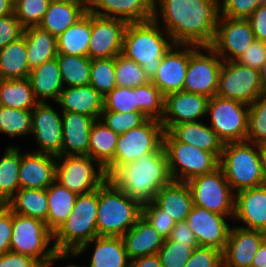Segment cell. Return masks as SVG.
<instances>
[{
    "label": "cell",
    "mask_w": 266,
    "mask_h": 267,
    "mask_svg": "<svg viewBox=\"0 0 266 267\" xmlns=\"http://www.w3.org/2000/svg\"><path fill=\"white\" fill-rule=\"evenodd\" d=\"M219 15V0H154L153 19L174 44L211 46Z\"/></svg>",
    "instance_id": "obj_1"
},
{
    "label": "cell",
    "mask_w": 266,
    "mask_h": 267,
    "mask_svg": "<svg viewBox=\"0 0 266 267\" xmlns=\"http://www.w3.org/2000/svg\"><path fill=\"white\" fill-rule=\"evenodd\" d=\"M108 179L141 205L152 202L156 193L172 180L164 146L121 165Z\"/></svg>",
    "instance_id": "obj_2"
},
{
    "label": "cell",
    "mask_w": 266,
    "mask_h": 267,
    "mask_svg": "<svg viewBox=\"0 0 266 267\" xmlns=\"http://www.w3.org/2000/svg\"><path fill=\"white\" fill-rule=\"evenodd\" d=\"M173 44L170 36L154 19L128 23L121 54L139 64L151 81L161 58Z\"/></svg>",
    "instance_id": "obj_3"
},
{
    "label": "cell",
    "mask_w": 266,
    "mask_h": 267,
    "mask_svg": "<svg viewBox=\"0 0 266 267\" xmlns=\"http://www.w3.org/2000/svg\"><path fill=\"white\" fill-rule=\"evenodd\" d=\"M142 216V205L107 179L98 188V236L122 237Z\"/></svg>",
    "instance_id": "obj_4"
},
{
    "label": "cell",
    "mask_w": 266,
    "mask_h": 267,
    "mask_svg": "<svg viewBox=\"0 0 266 267\" xmlns=\"http://www.w3.org/2000/svg\"><path fill=\"white\" fill-rule=\"evenodd\" d=\"M52 241L53 233L44 221L13 213L10 251L31 256L42 267H53L57 260L78 256L76 252L56 251L53 244L50 246Z\"/></svg>",
    "instance_id": "obj_5"
},
{
    "label": "cell",
    "mask_w": 266,
    "mask_h": 267,
    "mask_svg": "<svg viewBox=\"0 0 266 267\" xmlns=\"http://www.w3.org/2000/svg\"><path fill=\"white\" fill-rule=\"evenodd\" d=\"M98 189L79 194L67 220L53 233L56 251L76 252L82 245L98 236L96 220Z\"/></svg>",
    "instance_id": "obj_6"
},
{
    "label": "cell",
    "mask_w": 266,
    "mask_h": 267,
    "mask_svg": "<svg viewBox=\"0 0 266 267\" xmlns=\"http://www.w3.org/2000/svg\"><path fill=\"white\" fill-rule=\"evenodd\" d=\"M219 166L235 193L265 184L258 144L248 141L225 143Z\"/></svg>",
    "instance_id": "obj_7"
},
{
    "label": "cell",
    "mask_w": 266,
    "mask_h": 267,
    "mask_svg": "<svg viewBox=\"0 0 266 267\" xmlns=\"http://www.w3.org/2000/svg\"><path fill=\"white\" fill-rule=\"evenodd\" d=\"M163 146L172 180L187 182L219 167L220 159L214 153L176 141L167 131L164 132Z\"/></svg>",
    "instance_id": "obj_8"
},
{
    "label": "cell",
    "mask_w": 266,
    "mask_h": 267,
    "mask_svg": "<svg viewBox=\"0 0 266 267\" xmlns=\"http://www.w3.org/2000/svg\"><path fill=\"white\" fill-rule=\"evenodd\" d=\"M187 184L192 194L193 205L230 219L234 218L235 192L220 166L210 173L190 179Z\"/></svg>",
    "instance_id": "obj_9"
},
{
    "label": "cell",
    "mask_w": 266,
    "mask_h": 267,
    "mask_svg": "<svg viewBox=\"0 0 266 267\" xmlns=\"http://www.w3.org/2000/svg\"><path fill=\"white\" fill-rule=\"evenodd\" d=\"M107 179L105 169L88 155L56 157L55 181L78 195L98 189Z\"/></svg>",
    "instance_id": "obj_10"
},
{
    "label": "cell",
    "mask_w": 266,
    "mask_h": 267,
    "mask_svg": "<svg viewBox=\"0 0 266 267\" xmlns=\"http://www.w3.org/2000/svg\"><path fill=\"white\" fill-rule=\"evenodd\" d=\"M249 105L214 95L209 98L210 127L225 143L246 141Z\"/></svg>",
    "instance_id": "obj_11"
},
{
    "label": "cell",
    "mask_w": 266,
    "mask_h": 267,
    "mask_svg": "<svg viewBox=\"0 0 266 267\" xmlns=\"http://www.w3.org/2000/svg\"><path fill=\"white\" fill-rule=\"evenodd\" d=\"M164 132L159 120L148 119L142 125L119 135L114 154V172L121 165L158 151L163 146Z\"/></svg>",
    "instance_id": "obj_12"
},
{
    "label": "cell",
    "mask_w": 266,
    "mask_h": 267,
    "mask_svg": "<svg viewBox=\"0 0 266 267\" xmlns=\"http://www.w3.org/2000/svg\"><path fill=\"white\" fill-rule=\"evenodd\" d=\"M262 93L259 70L239 64L237 61H223L219 72L217 96L233 99L251 105Z\"/></svg>",
    "instance_id": "obj_13"
},
{
    "label": "cell",
    "mask_w": 266,
    "mask_h": 267,
    "mask_svg": "<svg viewBox=\"0 0 266 267\" xmlns=\"http://www.w3.org/2000/svg\"><path fill=\"white\" fill-rule=\"evenodd\" d=\"M222 62L211 46H198L189 57L183 91L212 98L217 93Z\"/></svg>",
    "instance_id": "obj_14"
},
{
    "label": "cell",
    "mask_w": 266,
    "mask_h": 267,
    "mask_svg": "<svg viewBox=\"0 0 266 267\" xmlns=\"http://www.w3.org/2000/svg\"><path fill=\"white\" fill-rule=\"evenodd\" d=\"M255 40L247 19H231L219 15L211 47L223 61H237Z\"/></svg>",
    "instance_id": "obj_15"
},
{
    "label": "cell",
    "mask_w": 266,
    "mask_h": 267,
    "mask_svg": "<svg viewBox=\"0 0 266 267\" xmlns=\"http://www.w3.org/2000/svg\"><path fill=\"white\" fill-rule=\"evenodd\" d=\"M48 102H39L31 110V135L36 140V153L62 155V112Z\"/></svg>",
    "instance_id": "obj_16"
},
{
    "label": "cell",
    "mask_w": 266,
    "mask_h": 267,
    "mask_svg": "<svg viewBox=\"0 0 266 267\" xmlns=\"http://www.w3.org/2000/svg\"><path fill=\"white\" fill-rule=\"evenodd\" d=\"M128 23L124 20L91 13V40L89 59L115 58L122 53L124 32Z\"/></svg>",
    "instance_id": "obj_17"
},
{
    "label": "cell",
    "mask_w": 266,
    "mask_h": 267,
    "mask_svg": "<svg viewBox=\"0 0 266 267\" xmlns=\"http://www.w3.org/2000/svg\"><path fill=\"white\" fill-rule=\"evenodd\" d=\"M197 47L191 44H173L161 58V63L151 82L164 96L183 91L189 57Z\"/></svg>",
    "instance_id": "obj_18"
},
{
    "label": "cell",
    "mask_w": 266,
    "mask_h": 267,
    "mask_svg": "<svg viewBox=\"0 0 266 267\" xmlns=\"http://www.w3.org/2000/svg\"><path fill=\"white\" fill-rule=\"evenodd\" d=\"M229 217L193 205L186 223L193 231L198 245L225 250L230 231Z\"/></svg>",
    "instance_id": "obj_19"
},
{
    "label": "cell",
    "mask_w": 266,
    "mask_h": 267,
    "mask_svg": "<svg viewBox=\"0 0 266 267\" xmlns=\"http://www.w3.org/2000/svg\"><path fill=\"white\" fill-rule=\"evenodd\" d=\"M207 96L185 91L172 92L164 96V114L161 119L164 131L172 125L201 121L207 116Z\"/></svg>",
    "instance_id": "obj_20"
},
{
    "label": "cell",
    "mask_w": 266,
    "mask_h": 267,
    "mask_svg": "<svg viewBox=\"0 0 266 267\" xmlns=\"http://www.w3.org/2000/svg\"><path fill=\"white\" fill-rule=\"evenodd\" d=\"M265 239V232L231 226L223 251V267H251L252 260Z\"/></svg>",
    "instance_id": "obj_21"
},
{
    "label": "cell",
    "mask_w": 266,
    "mask_h": 267,
    "mask_svg": "<svg viewBox=\"0 0 266 267\" xmlns=\"http://www.w3.org/2000/svg\"><path fill=\"white\" fill-rule=\"evenodd\" d=\"M87 12L127 23L153 19L154 0H84Z\"/></svg>",
    "instance_id": "obj_22"
},
{
    "label": "cell",
    "mask_w": 266,
    "mask_h": 267,
    "mask_svg": "<svg viewBox=\"0 0 266 267\" xmlns=\"http://www.w3.org/2000/svg\"><path fill=\"white\" fill-rule=\"evenodd\" d=\"M56 175V156L29 151L22 153L19 167V186L29 189H47Z\"/></svg>",
    "instance_id": "obj_23"
},
{
    "label": "cell",
    "mask_w": 266,
    "mask_h": 267,
    "mask_svg": "<svg viewBox=\"0 0 266 267\" xmlns=\"http://www.w3.org/2000/svg\"><path fill=\"white\" fill-rule=\"evenodd\" d=\"M234 220L245 223V229L266 233V184L235 193Z\"/></svg>",
    "instance_id": "obj_24"
},
{
    "label": "cell",
    "mask_w": 266,
    "mask_h": 267,
    "mask_svg": "<svg viewBox=\"0 0 266 267\" xmlns=\"http://www.w3.org/2000/svg\"><path fill=\"white\" fill-rule=\"evenodd\" d=\"M96 119L62 112V155H88L90 129Z\"/></svg>",
    "instance_id": "obj_25"
},
{
    "label": "cell",
    "mask_w": 266,
    "mask_h": 267,
    "mask_svg": "<svg viewBox=\"0 0 266 267\" xmlns=\"http://www.w3.org/2000/svg\"><path fill=\"white\" fill-rule=\"evenodd\" d=\"M91 246L94 249L87 267H129L130 259L121 237L97 236L76 251L78 257Z\"/></svg>",
    "instance_id": "obj_26"
},
{
    "label": "cell",
    "mask_w": 266,
    "mask_h": 267,
    "mask_svg": "<svg viewBox=\"0 0 266 267\" xmlns=\"http://www.w3.org/2000/svg\"><path fill=\"white\" fill-rule=\"evenodd\" d=\"M86 13L84 0H52L38 26L57 38Z\"/></svg>",
    "instance_id": "obj_27"
},
{
    "label": "cell",
    "mask_w": 266,
    "mask_h": 267,
    "mask_svg": "<svg viewBox=\"0 0 266 267\" xmlns=\"http://www.w3.org/2000/svg\"><path fill=\"white\" fill-rule=\"evenodd\" d=\"M167 132L176 140L190 144L199 149L214 153L221 157L224 142L216 132L203 121L186 122L172 125Z\"/></svg>",
    "instance_id": "obj_28"
},
{
    "label": "cell",
    "mask_w": 266,
    "mask_h": 267,
    "mask_svg": "<svg viewBox=\"0 0 266 267\" xmlns=\"http://www.w3.org/2000/svg\"><path fill=\"white\" fill-rule=\"evenodd\" d=\"M103 102L104 97L89 84L63 88L56 104L62 112L81 113L100 119Z\"/></svg>",
    "instance_id": "obj_29"
},
{
    "label": "cell",
    "mask_w": 266,
    "mask_h": 267,
    "mask_svg": "<svg viewBox=\"0 0 266 267\" xmlns=\"http://www.w3.org/2000/svg\"><path fill=\"white\" fill-rule=\"evenodd\" d=\"M153 202L175 222L186 221L193 206L187 182L171 180L155 195Z\"/></svg>",
    "instance_id": "obj_30"
},
{
    "label": "cell",
    "mask_w": 266,
    "mask_h": 267,
    "mask_svg": "<svg viewBox=\"0 0 266 267\" xmlns=\"http://www.w3.org/2000/svg\"><path fill=\"white\" fill-rule=\"evenodd\" d=\"M121 238L130 261L157 254L165 240L142 216Z\"/></svg>",
    "instance_id": "obj_31"
},
{
    "label": "cell",
    "mask_w": 266,
    "mask_h": 267,
    "mask_svg": "<svg viewBox=\"0 0 266 267\" xmlns=\"http://www.w3.org/2000/svg\"><path fill=\"white\" fill-rule=\"evenodd\" d=\"M119 135L101 119H96L90 129L88 156L98 162L109 178L114 173V154Z\"/></svg>",
    "instance_id": "obj_32"
},
{
    "label": "cell",
    "mask_w": 266,
    "mask_h": 267,
    "mask_svg": "<svg viewBox=\"0 0 266 267\" xmlns=\"http://www.w3.org/2000/svg\"><path fill=\"white\" fill-rule=\"evenodd\" d=\"M28 79L38 102L47 103L51 99L56 103L64 88L57 58L32 69Z\"/></svg>",
    "instance_id": "obj_33"
},
{
    "label": "cell",
    "mask_w": 266,
    "mask_h": 267,
    "mask_svg": "<svg viewBox=\"0 0 266 267\" xmlns=\"http://www.w3.org/2000/svg\"><path fill=\"white\" fill-rule=\"evenodd\" d=\"M30 70L57 57V38L39 26L25 28L23 35Z\"/></svg>",
    "instance_id": "obj_34"
},
{
    "label": "cell",
    "mask_w": 266,
    "mask_h": 267,
    "mask_svg": "<svg viewBox=\"0 0 266 267\" xmlns=\"http://www.w3.org/2000/svg\"><path fill=\"white\" fill-rule=\"evenodd\" d=\"M30 71L28 51L23 36L0 49V79H26Z\"/></svg>",
    "instance_id": "obj_35"
},
{
    "label": "cell",
    "mask_w": 266,
    "mask_h": 267,
    "mask_svg": "<svg viewBox=\"0 0 266 267\" xmlns=\"http://www.w3.org/2000/svg\"><path fill=\"white\" fill-rule=\"evenodd\" d=\"M5 205L13 213L40 219L47 226V189L19 188Z\"/></svg>",
    "instance_id": "obj_36"
},
{
    "label": "cell",
    "mask_w": 266,
    "mask_h": 267,
    "mask_svg": "<svg viewBox=\"0 0 266 267\" xmlns=\"http://www.w3.org/2000/svg\"><path fill=\"white\" fill-rule=\"evenodd\" d=\"M90 40L91 13L87 12L57 37V53L88 57Z\"/></svg>",
    "instance_id": "obj_37"
},
{
    "label": "cell",
    "mask_w": 266,
    "mask_h": 267,
    "mask_svg": "<svg viewBox=\"0 0 266 267\" xmlns=\"http://www.w3.org/2000/svg\"><path fill=\"white\" fill-rule=\"evenodd\" d=\"M78 194L54 181L47 188V227L54 233L69 217Z\"/></svg>",
    "instance_id": "obj_38"
},
{
    "label": "cell",
    "mask_w": 266,
    "mask_h": 267,
    "mask_svg": "<svg viewBox=\"0 0 266 267\" xmlns=\"http://www.w3.org/2000/svg\"><path fill=\"white\" fill-rule=\"evenodd\" d=\"M38 103L28 78L0 79V105L31 111Z\"/></svg>",
    "instance_id": "obj_39"
},
{
    "label": "cell",
    "mask_w": 266,
    "mask_h": 267,
    "mask_svg": "<svg viewBox=\"0 0 266 267\" xmlns=\"http://www.w3.org/2000/svg\"><path fill=\"white\" fill-rule=\"evenodd\" d=\"M0 158V204H6L18 191L21 147L8 146Z\"/></svg>",
    "instance_id": "obj_40"
},
{
    "label": "cell",
    "mask_w": 266,
    "mask_h": 267,
    "mask_svg": "<svg viewBox=\"0 0 266 267\" xmlns=\"http://www.w3.org/2000/svg\"><path fill=\"white\" fill-rule=\"evenodd\" d=\"M56 58L60 66L64 88L89 85L91 59L67 54H58Z\"/></svg>",
    "instance_id": "obj_41"
},
{
    "label": "cell",
    "mask_w": 266,
    "mask_h": 267,
    "mask_svg": "<svg viewBox=\"0 0 266 267\" xmlns=\"http://www.w3.org/2000/svg\"><path fill=\"white\" fill-rule=\"evenodd\" d=\"M0 133L10 137L31 134V111L0 105Z\"/></svg>",
    "instance_id": "obj_42"
},
{
    "label": "cell",
    "mask_w": 266,
    "mask_h": 267,
    "mask_svg": "<svg viewBox=\"0 0 266 267\" xmlns=\"http://www.w3.org/2000/svg\"><path fill=\"white\" fill-rule=\"evenodd\" d=\"M89 84L103 97L117 86L115 58L91 59Z\"/></svg>",
    "instance_id": "obj_43"
},
{
    "label": "cell",
    "mask_w": 266,
    "mask_h": 267,
    "mask_svg": "<svg viewBox=\"0 0 266 267\" xmlns=\"http://www.w3.org/2000/svg\"><path fill=\"white\" fill-rule=\"evenodd\" d=\"M246 141L258 145L266 143V92L249 106Z\"/></svg>",
    "instance_id": "obj_44"
},
{
    "label": "cell",
    "mask_w": 266,
    "mask_h": 267,
    "mask_svg": "<svg viewBox=\"0 0 266 267\" xmlns=\"http://www.w3.org/2000/svg\"><path fill=\"white\" fill-rule=\"evenodd\" d=\"M138 112H142L148 119H162L164 95L151 81L138 86Z\"/></svg>",
    "instance_id": "obj_45"
},
{
    "label": "cell",
    "mask_w": 266,
    "mask_h": 267,
    "mask_svg": "<svg viewBox=\"0 0 266 267\" xmlns=\"http://www.w3.org/2000/svg\"><path fill=\"white\" fill-rule=\"evenodd\" d=\"M115 74L119 87L134 88L150 82L141 66L122 54L115 57Z\"/></svg>",
    "instance_id": "obj_46"
},
{
    "label": "cell",
    "mask_w": 266,
    "mask_h": 267,
    "mask_svg": "<svg viewBox=\"0 0 266 267\" xmlns=\"http://www.w3.org/2000/svg\"><path fill=\"white\" fill-rule=\"evenodd\" d=\"M103 111L138 112V87H119L104 97Z\"/></svg>",
    "instance_id": "obj_47"
},
{
    "label": "cell",
    "mask_w": 266,
    "mask_h": 267,
    "mask_svg": "<svg viewBox=\"0 0 266 267\" xmlns=\"http://www.w3.org/2000/svg\"><path fill=\"white\" fill-rule=\"evenodd\" d=\"M52 0H14L13 13L25 29L38 26Z\"/></svg>",
    "instance_id": "obj_48"
},
{
    "label": "cell",
    "mask_w": 266,
    "mask_h": 267,
    "mask_svg": "<svg viewBox=\"0 0 266 267\" xmlns=\"http://www.w3.org/2000/svg\"><path fill=\"white\" fill-rule=\"evenodd\" d=\"M100 119L115 133L122 135L142 125L148 118L142 112L102 111Z\"/></svg>",
    "instance_id": "obj_49"
},
{
    "label": "cell",
    "mask_w": 266,
    "mask_h": 267,
    "mask_svg": "<svg viewBox=\"0 0 266 267\" xmlns=\"http://www.w3.org/2000/svg\"><path fill=\"white\" fill-rule=\"evenodd\" d=\"M193 250L188 245L165 239L157 254L162 267H185Z\"/></svg>",
    "instance_id": "obj_50"
},
{
    "label": "cell",
    "mask_w": 266,
    "mask_h": 267,
    "mask_svg": "<svg viewBox=\"0 0 266 267\" xmlns=\"http://www.w3.org/2000/svg\"><path fill=\"white\" fill-rule=\"evenodd\" d=\"M142 217L148 221L157 232L168 239L176 222L168 217L153 201L142 205Z\"/></svg>",
    "instance_id": "obj_51"
},
{
    "label": "cell",
    "mask_w": 266,
    "mask_h": 267,
    "mask_svg": "<svg viewBox=\"0 0 266 267\" xmlns=\"http://www.w3.org/2000/svg\"><path fill=\"white\" fill-rule=\"evenodd\" d=\"M262 3L261 0H219L220 16L247 19Z\"/></svg>",
    "instance_id": "obj_52"
},
{
    "label": "cell",
    "mask_w": 266,
    "mask_h": 267,
    "mask_svg": "<svg viewBox=\"0 0 266 267\" xmlns=\"http://www.w3.org/2000/svg\"><path fill=\"white\" fill-rule=\"evenodd\" d=\"M185 267H223V251L214 247L194 248Z\"/></svg>",
    "instance_id": "obj_53"
},
{
    "label": "cell",
    "mask_w": 266,
    "mask_h": 267,
    "mask_svg": "<svg viewBox=\"0 0 266 267\" xmlns=\"http://www.w3.org/2000/svg\"><path fill=\"white\" fill-rule=\"evenodd\" d=\"M23 31L24 28L14 13L0 17V49L21 38Z\"/></svg>",
    "instance_id": "obj_54"
},
{
    "label": "cell",
    "mask_w": 266,
    "mask_h": 267,
    "mask_svg": "<svg viewBox=\"0 0 266 267\" xmlns=\"http://www.w3.org/2000/svg\"><path fill=\"white\" fill-rule=\"evenodd\" d=\"M266 61V41L255 40L237 60L241 65L259 70Z\"/></svg>",
    "instance_id": "obj_55"
},
{
    "label": "cell",
    "mask_w": 266,
    "mask_h": 267,
    "mask_svg": "<svg viewBox=\"0 0 266 267\" xmlns=\"http://www.w3.org/2000/svg\"><path fill=\"white\" fill-rule=\"evenodd\" d=\"M13 228V212L4 204H0V255L10 251Z\"/></svg>",
    "instance_id": "obj_56"
},
{
    "label": "cell",
    "mask_w": 266,
    "mask_h": 267,
    "mask_svg": "<svg viewBox=\"0 0 266 267\" xmlns=\"http://www.w3.org/2000/svg\"><path fill=\"white\" fill-rule=\"evenodd\" d=\"M256 40L266 41V3L260 4L247 18Z\"/></svg>",
    "instance_id": "obj_57"
},
{
    "label": "cell",
    "mask_w": 266,
    "mask_h": 267,
    "mask_svg": "<svg viewBox=\"0 0 266 267\" xmlns=\"http://www.w3.org/2000/svg\"><path fill=\"white\" fill-rule=\"evenodd\" d=\"M168 239L188 245L193 249L199 246L193 231L188 227L186 221L176 222Z\"/></svg>",
    "instance_id": "obj_58"
},
{
    "label": "cell",
    "mask_w": 266,
    "mask_h": 267,
    "mask_svg": "<svg viewBox=\"0 0 266 267\" xmlns=\"http://www.w3.org/2000/svg\"><path fill=\"white\" fill-rule=\"evenodd\" d=\"M0 267H42V265L31 256L9 251L0 255Z\"/></svg>",
    "instance_id": "obj_59"
},
{
    "label": "cell",
    "mask_w": 266,
    "mask_h": 267,
    "mask_svg": "<svg viewBox=\"0 0 266 267\" xmlns=\"http://www.w3.org/2000/svg\"><path fill=\"white\" fill-rule=\"evenodd\" d=\"M129 267H162V265L158 254H152L131 260Z\"/></svg>",
    "instance_id": "obj_60"
},
{
    "label": "cell",
    "mask_w": 266,
    "mask_h": 267,
    "mask_svg": "<svg viewBox=\"0 0 266 267\" xmlns=\"http://www.w3.org/2000/svg\"><path fill=\"white\" fill-rule=\"evenodd\" d=\"M251 267H266V239L255 254Z\"/></svg>",
    "instance_id": "obj_61"
},
{
    "label": "cell",
    "mask_w": 266,
    "mask_h": 267,
    "mask_svg": "<svg viewBox=\"0 0 266 267\" xmlns=\"http://www.w3.org/2000/svg\"><path fill=\"white\" fill-rule=\"evenodd\" d=\"M14 0H0V17L13 14Z\"/></svg>",
    "instance_id": "obj_62"
},
{
    "label": "cell",
    "mask_w": 266,
    "mask_h": 267,
    "mask_svg": "<svg viewBox=\"0 0 266 267\" xmlns=\"http://www.w3.org/2000/svg\"><path fill=\"white\" fill-rule=\"evenodd\" d=\"M259 155L261 160L264 181L266 184V143L259 144Z\"/></svg>",
    "instance_id": "obj_63"
},
{
    "label": "cell",
    "mask_w": 266,
    "mask_h": 267,
    "mask_svg": "<svg viewBox=\"0 0 266 267\" xmlns=\"http://www.w3.org/2000/svg\"><path fill=\"white\" fill-rule=\"evenodd\" d=\"M259 72H260V80H261L263 91L266 92V61L262 65Z\"/></svg>",
    "instance_id": "obj_64"
},
{
    "label": "cell",
    "mask_w": 266,
    "mask_h": 267,
    "mask_svg": "<svg viewBox=\"0 0 266 267\" xmlns=\"http://www.w3.org/2000/svg\"><path fill=\"white\" fill-rule=\"evenodd\" d=\"M65 267H87V266H78L72 263V264L66 265Z\"/></svg>",
    "instance_id": "obj_65"
}]
</instances>
